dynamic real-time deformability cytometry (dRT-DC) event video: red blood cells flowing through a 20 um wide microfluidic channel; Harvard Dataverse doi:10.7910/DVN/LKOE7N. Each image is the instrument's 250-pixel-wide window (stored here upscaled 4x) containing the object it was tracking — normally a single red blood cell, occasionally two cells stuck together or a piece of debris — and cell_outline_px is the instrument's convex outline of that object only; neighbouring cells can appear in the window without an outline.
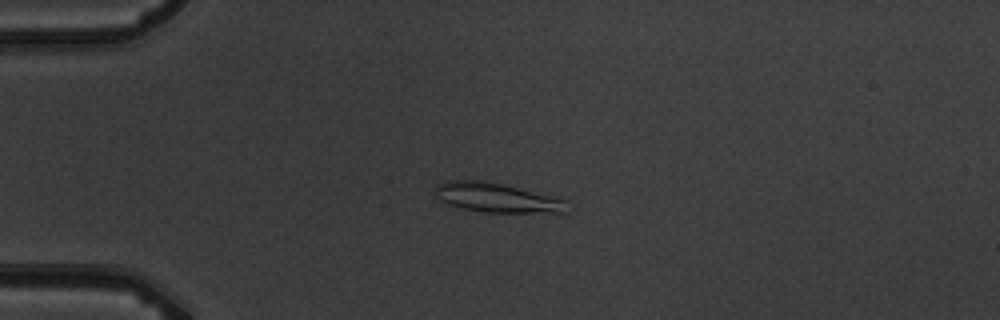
{"species": "common noctule bat (a hibernating species)", "species_latin": "Nyctalus noctula", "temperature_condition": "warm", "stored_images_in_passage": 5, "camera_frame_rate_fps": 3000, "um_per_image_px": 0.085, "animal": {"sex": "male", "body_mass_g": 19.5, "forearm_length_mm": 54.6}, "frame": {"image": 1, "passage_image": 4, "time_ms": 3.333, "image_size_px": [1000, 320], "cell_outline_px": [[568, 212], [484, 212], [460, 208], [444, 204], [436, 200], [432, 192], [436, 184], [448, 180], [484, 180], [560, 196], [568, 200]], "centroid_in_image_um": [42.2, 16.79], "position_along_channel_um": 42.8, "area_um2": 23.52}}